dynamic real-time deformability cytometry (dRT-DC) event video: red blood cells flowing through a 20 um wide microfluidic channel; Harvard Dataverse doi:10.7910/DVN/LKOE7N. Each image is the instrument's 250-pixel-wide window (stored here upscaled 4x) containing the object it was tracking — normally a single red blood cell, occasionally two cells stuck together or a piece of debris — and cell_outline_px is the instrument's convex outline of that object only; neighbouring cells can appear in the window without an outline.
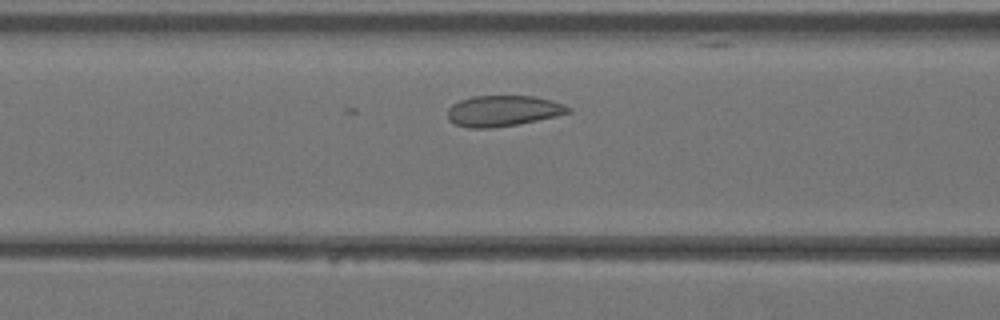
{"species": "Egyptian fruit bat (a non-hibernating species)", "species_latin": "Rousettus aegyptiacus", "temperature_condition": "warm", "stored_images_in_passage": 32, "camera_frame_rate_fps": 3000, "um_per_image_px": 0.085, "animal": {"sex": "female"}, "frame": {"image": 1, "passage_image": 8, "time_ms": 2.333, "image_size_px": [1000, 320], "cell_outline_px": [[572, 112], [556, 116], [516, 124], [488, 128], [468, 128], [456, 124], [448, 120], [448, 108], [452, 104], [460, 100], [472, 96], [536, 96], [552, 100], [564, 104], [572, 108]], "centroid_in_image_um": [42.77, 9.41], "position_along_channel_um": 123.8, "area_um2": 21.68}}
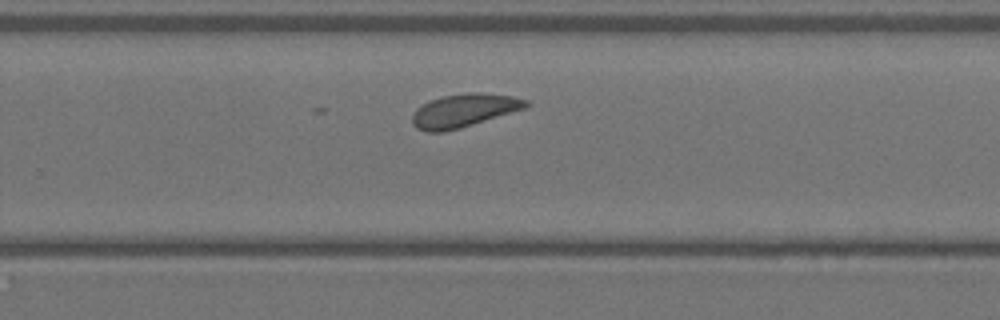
{"frame": {"image": 2, "passage_image": 18, "time_ms": 5.667, "image_size_px": [1000, 320], "cell_outline_px": [[532, 104], [528, 108], [460, 128], [444, 132], [424, 132], [416, 128], [412, 124], [412, 116], [416, 108], [432, 100], [444, 96], [468, 92], [476, 92], [512, 96], [528, 100]], "centroid_in_image_um": [39.47, 9.4], "position_along_channel_um": 290.3, "area_um2": 22.2}}
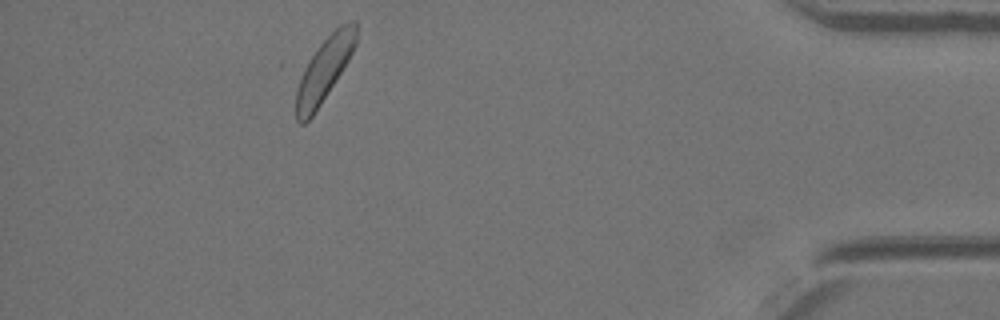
{"frame": {"image": 3, "passage_image": 28, "time_ms": 9.0, "image_size_px": [1000, 320], "cell_outline_px": [[356, 44], [348, 60], [320, 104], [312, 116], [304, 124], [300, 124], [296, 120], [296, 92], [304, 68], [308, 60], [316, 48], [340, 24], [348, 20], [356, 20]], "centroid_in_image_um": [27.56, 5.89], "position_along_channel_um": 407.6, "area_um2": 21.73}}